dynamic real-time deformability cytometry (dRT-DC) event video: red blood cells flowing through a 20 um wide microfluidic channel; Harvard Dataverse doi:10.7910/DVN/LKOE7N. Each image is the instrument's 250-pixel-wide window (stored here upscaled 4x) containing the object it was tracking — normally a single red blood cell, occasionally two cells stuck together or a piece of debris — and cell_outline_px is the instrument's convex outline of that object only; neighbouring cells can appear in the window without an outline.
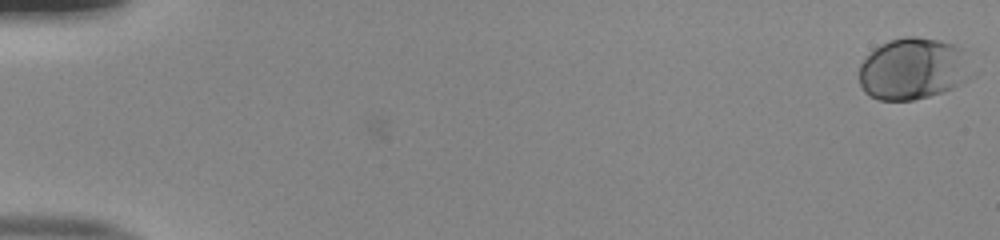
{"species": "human", "species_latin": "Homo sapiens", "temperature_condition": "room temperature", "stored_images_in_passage": 53, "camera_frame_rate_fps": 3000, "um_per_image_px": 0.085, "donor": {"sex": "male"}, "frame": {"image": 1, "passage_image": 1, "time_ms": 0.0, "image_size_px": [1000, 240], "cell_outline_px": [[968, 80], [944, 92], [912, 100], [880, 100], [868, 96], [864, 92], [860, 84], [860, 64], [880, 44], [888, 40], [904, 36], [916, 36], [940, 40], [956, 44], [960, 48], [968, 76]], "centroid_in_image_um": [77.53, 5.85], "position_along_channel_um": 7.5, "area_um2": 39.88}}
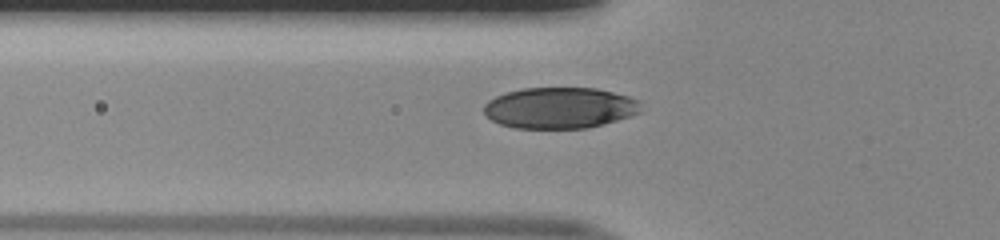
{"frame": {"image": 2, "passage_image": 20, "time_ms": 6.333, "image_size_px": [1000, 240], "cell_outline_px": [[640, 112], [632, 116], [604, 124], [588, 128], [516, 128], [500, 124], [492, 120], [484, 112], [484, 104], [488, 100], [504, 92], [524, 88], [596, 88], [628, 96], [640, 100]], "centroid_in_image_um": [47.59, 9.17], "position_along_channel_um": 78.2, "area_um2": 37.74}}
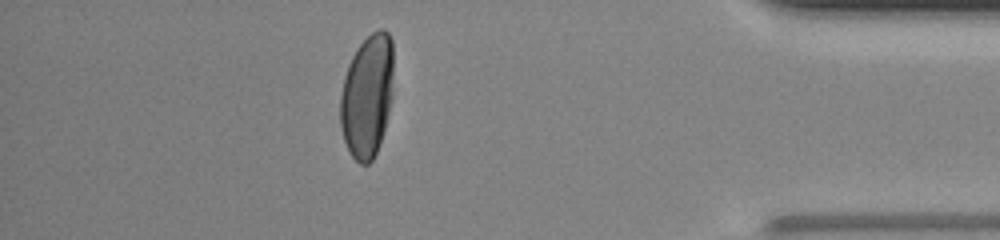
{"frame": {"image": 3, "passage_image": 47, "time_ms": 15.333, "image_size_px": [1000, 240], "cell_outline_px": [[392, 96], [380, 144], [372, 160], [368, 164], [360, 164], [348, 152], [340, 128], [340, 96], [344, 76], [348, 64], [356, 48], [372, 32], [380, 28], [384, 28], [388, 32], [392, 40]], "centroid_in_image_um": [31.19, 8.15], "position_along_channel_um": 404.0, "area_um2": 38.32}, "authors_computed_cell_mechanics": {"area_um2": 39.4196, "velocity_mm_per_s": 3.9943, "shape_relaxation_time_tau1_ms": 2.6433, "shape_relaxation_time_tau2_ms": null, "deformation_change_tau1": 0.1678, "deformation_change_tau2": null}}